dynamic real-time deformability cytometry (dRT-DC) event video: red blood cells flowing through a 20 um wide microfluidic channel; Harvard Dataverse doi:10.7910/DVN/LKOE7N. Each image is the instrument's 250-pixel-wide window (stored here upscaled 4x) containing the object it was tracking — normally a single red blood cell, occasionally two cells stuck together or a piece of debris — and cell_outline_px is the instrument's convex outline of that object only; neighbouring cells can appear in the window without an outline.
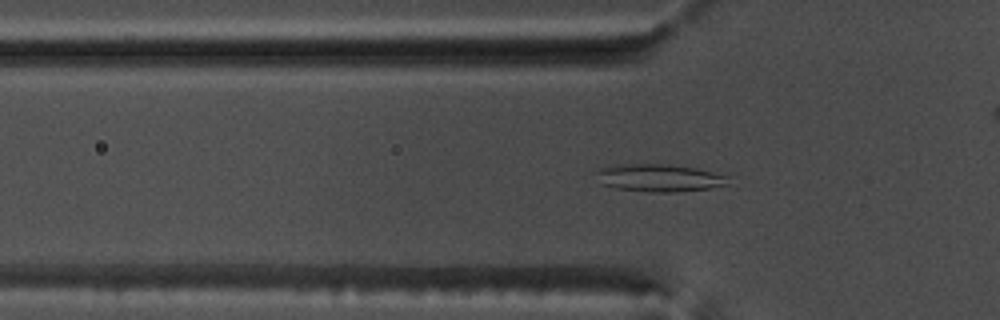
{"species": "common noctule bat (a hibernating species)", "species_latin": "Nyctalus noctula", "temperature_condition": "warm", "stored_images_in_passage": 55, "camera_frame_rate_fps": 3000, "um_per_image_px": 0.085, "animal": {"sex": "male", "body_mass_g": 17.5, "forearm_length_mm": 52.3}, "frame": {"image": 1, "passage_image": 18, "time_ms": 5.667, "image_size_px": [1000, 320], "cell_outline_px": [[728, 184], [708, 188], [676, 192], [648, 192], [616, 188], [600, 184], [596, 172], [600, 168], [616, 164], [668, 164], [696, 168], [728, 176]], "centroid_in_image_um": [55.99, 15.12], "position_along_channel_um": 69.8, "area_um2": 21.15}}
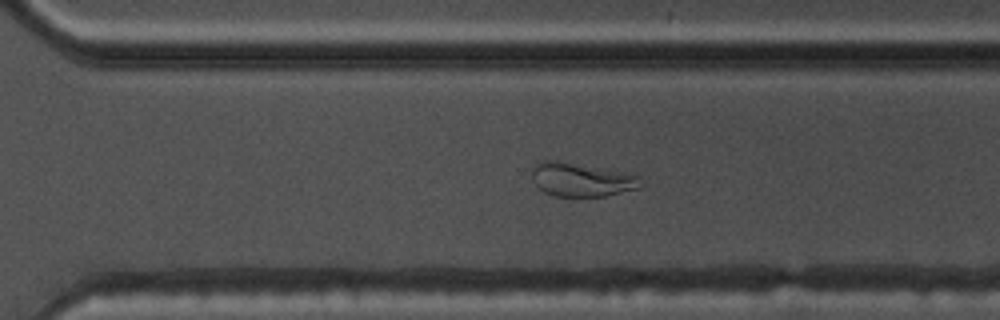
{"frame": {"image": 2, "passage_image": 38, "time_ms": 12.333, "image_size_px": [1000, 320], "cell_outline_px": [[644, 184], [636, 188], [604, 196], [556, 196], [544, 192], [536, 184], [532, 176], [532, 168], [536, 164], [544, 160], [560, 160], [624, 172], [640, 176]], "centroid_in_image_um": [49.42, 15.25], "position_along_channel_um": 321.2, "area_um2": 21.27}}
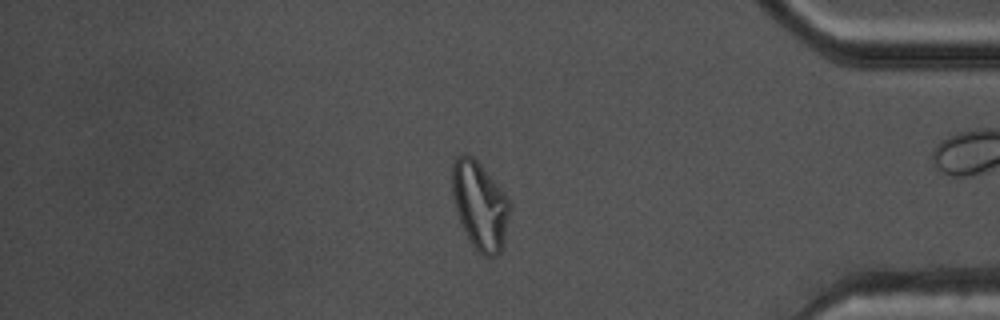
{"frame": {"image": 3, "passage_image": 46, "time_ms": 15.0, "image_size_px": [1000, 320], "cell_outline_px": [[508, 216], [504, 244], [500, 252], [496, 256], [484, 256], [472, 244], [460, 220], [456, 208], [452, 192], [452, 164], [456, 156], [472, 156], [480, 164], [508, 200]], "centroid_in_image_um": [40.77, 17.48], "position_along_channel_um": 394.4, "area_um2": 28.38}, "authors_computed_cell_mechanics": {"area_um2": 25.6632, "velocity_mm_per_s": 3.7863, "shape_relaxation_time_tau1_ms": null, "shape_relaxation_time_tau2_ms": 1.7047, "deformation_change_tau1": null, "deformation_change_tau2": 0.0752}}